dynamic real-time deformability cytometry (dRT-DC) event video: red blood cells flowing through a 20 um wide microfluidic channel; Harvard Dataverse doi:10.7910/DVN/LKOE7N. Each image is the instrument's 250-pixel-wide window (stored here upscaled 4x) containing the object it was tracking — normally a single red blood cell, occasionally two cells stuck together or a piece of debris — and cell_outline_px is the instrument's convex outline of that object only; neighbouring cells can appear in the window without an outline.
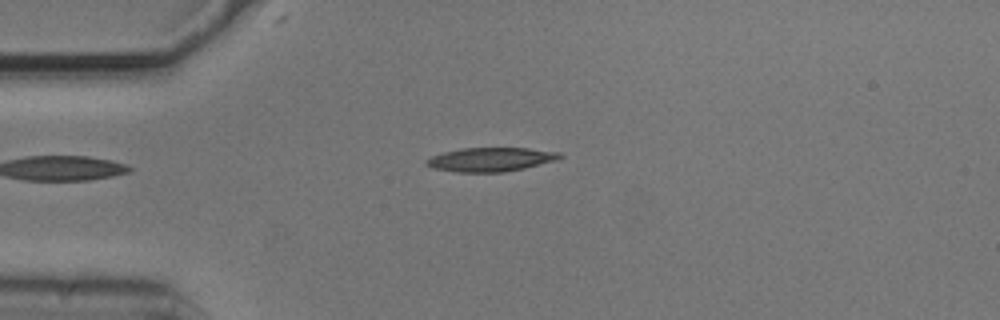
{"species": "common noctule bat (a hibernating species)", "species_latin": "Nyctalus noctula", "temperature_condition": "cold", "stored_images_in_passage": 42, "camera_frame_rate_fps": 3000, "um_per_image_px": 0.085, "animal": {"sex": "male", "body_mass_g": 20.5, "forearm_length_mm": 52.5}, "frame": {"image": 1, "passage_image": 1, "time_ms": 0.0, "image_size_px": [1000, 320], "cell_outline_px": [[564, 156], [556, 160], [524, 168], [504, 172], [456, 172], [432, 168], [424, 164], [424, 160], [432, 156], [444, 152], [460, 148], [528, 148], [560, 152]], "centroid_in_image_um": [41.68, 13.55], "position_along_channel_um": 43.3, "area_um2": 18.67}}
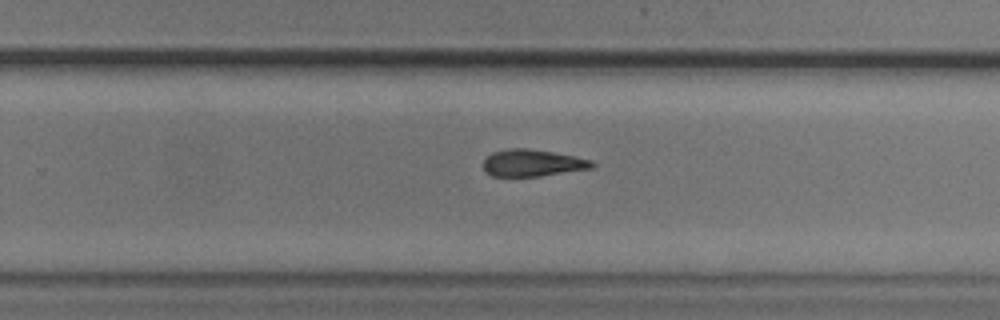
{"frame": {"image": 2, "passage_image": 22, "time_ms": 7.0, "image_size_px": [1000, 320], "cell_outline_px": [[596, 164], [592, 168], [540, 176], [492, 176], [484, 172], [484, 160], [492, 152], [508, 148], [528, 148], [552, 152], [592, 160]], "centroid_in_image_um": [45.24, 13.85], "position_along_channel_um": 284.6, "area_um2": 16.99}}
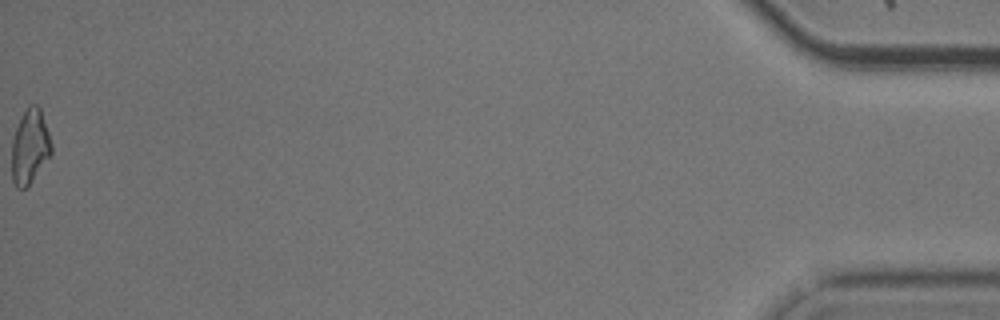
{"frame": {"image": 3, "passage_image": 42, "time_ms": 13.667, "image_size_px": [1000, 320], "cell_outline_px": [[52, 152], [32, 180], [24, 188], [16, 188], [12, 180], [12, 140], [16, 128], [28, 104], [36, 104], [40, 108], [52, 144]], "centroid_in_image_um": [2.53, 12.45], "position_along_channel_um": 432.7, "area_um2": 16.88}, "authors_computed_cell_mechanics": {"area_um2": 17.6001, "velocity_mm_per_s": 3.7408, "shape_relaxation_time_tau1_ms": 3.5757, "shape_relaxation_time_tau2_ms": 4.1016, "deformation_change_tau1": 0.1195, "deformation_change_tau2": 0.1385}}